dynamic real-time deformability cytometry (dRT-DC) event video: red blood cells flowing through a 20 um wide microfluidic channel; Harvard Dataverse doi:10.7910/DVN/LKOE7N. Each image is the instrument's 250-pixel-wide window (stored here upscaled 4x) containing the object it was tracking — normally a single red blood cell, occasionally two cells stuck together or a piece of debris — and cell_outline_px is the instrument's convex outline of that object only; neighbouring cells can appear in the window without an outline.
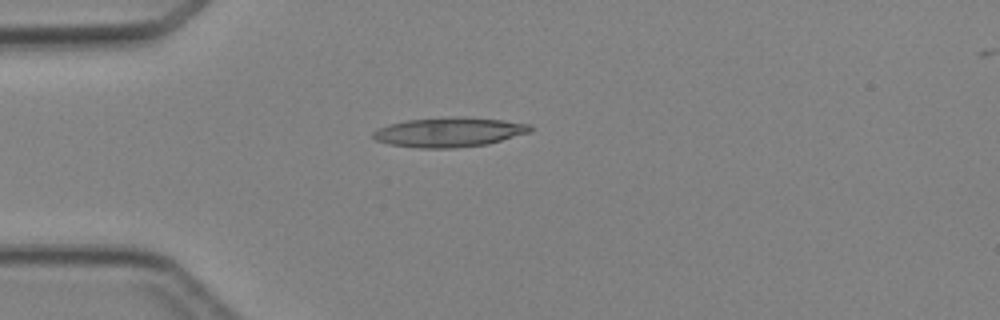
{"species": "Egyptian fruit bat (a non-hibernating species)", "species_latin": "Rousettus aegyptiacus", "temperature_condition": "cold", "stored_images_in_passage": 2, "camera_frame_rate_fps": 3000, "um_per_image_px": 0.085, "animal": {"sex": "female"}, "frame": {"image": 1, "passage_image": 1, "time_ms": 0.0, "image_size_px": [1000, 320], "cell_outline_px": [[532, 132], [488, 144], [452, 148], [420, 148], [388, 144], [376, 140], [372, 136], [372, 132], [388, 124], [408, 120], [500, 120], [532, 124]], "centroid_in_image_um": [38.17, 11.29], "position_along_channel_um": 46.8, "area_um2": 25.72}}